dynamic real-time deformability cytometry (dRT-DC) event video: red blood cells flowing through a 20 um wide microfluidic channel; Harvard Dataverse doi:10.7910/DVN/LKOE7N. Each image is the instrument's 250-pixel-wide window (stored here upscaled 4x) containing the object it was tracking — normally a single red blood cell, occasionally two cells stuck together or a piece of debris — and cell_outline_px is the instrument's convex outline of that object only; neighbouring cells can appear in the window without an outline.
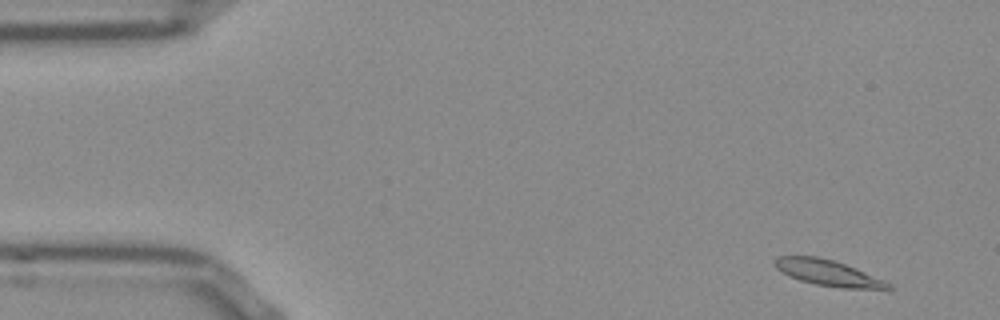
{"species": "Egyptian fruit bat (a non-hibernating species)", "species_latin": "Rousettus aegyptiacus", "temperature_condition": "room temperature", "stored_images_in_passage": 52, "segment_of_instrument_passage": [1, 2], "camera_frame_rate_fps": 3000, "um_per_image_px": 0.085, "frame": {"image": 1, "passage_image": 2, "time_ms": 0.333, "image_size_px": [1000, 320], "cell_outline_px": [[892, 292], [888, 292], [840, 288], [816, 284], [800, 280], [788, 276], [776, 268], [772, 264], [772, 260], [776, 256], [816, 256], [832, 260], [856, 268], [884, 280], [892, 284]], "centroid_in_image_um": [70.49, 23.24], "position_along_channel_um": 14.5, "area_um2": 17.8}}
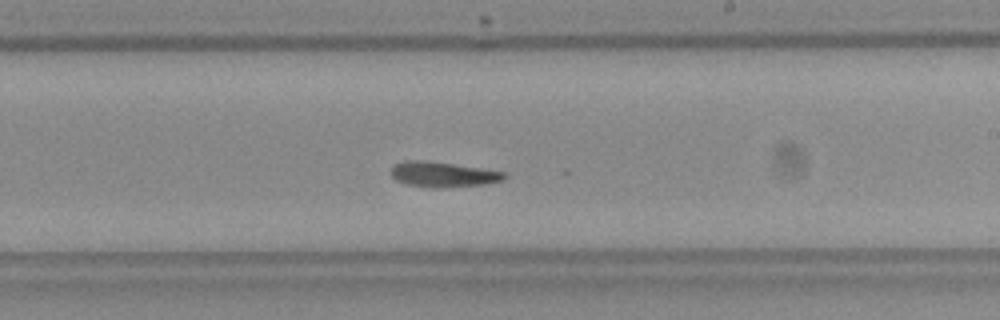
{"frame": {"image": 2, "passage_image": 29, "time_ms": 9.333, "image_size_px": [1000, 320], "cell_outline_px": [[508, 176], [504, 180], [484, 184], [440, 188], [428, 188], [408, 184], [396, 180], [392, 176], [392, 168], [396, 164], [408, 160], [420, 160], [452, 164], [480, 168], [504, 172]], "centroid_in_image_um": [37.67, 14.84], "position_along_channel_um": 251.3, "area_um2": 16.42}}
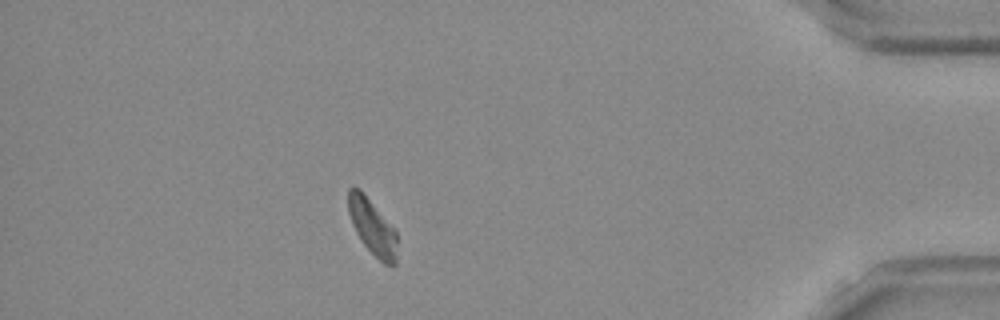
{"frame": {"image": 3, "passage_image": 45, "time_ms": 14.667, "image_size_px": [1000, 320], "cell_outline_px": [[396, 264], [384, 264], [360, 240], [352, 224], [348, 212], [348, 188], [360, 188], [396, 232]], "centroid_in_image_um": [31.62, 19.27], "position_along_channel_um": 403.6, "area_um2": 15.37}}